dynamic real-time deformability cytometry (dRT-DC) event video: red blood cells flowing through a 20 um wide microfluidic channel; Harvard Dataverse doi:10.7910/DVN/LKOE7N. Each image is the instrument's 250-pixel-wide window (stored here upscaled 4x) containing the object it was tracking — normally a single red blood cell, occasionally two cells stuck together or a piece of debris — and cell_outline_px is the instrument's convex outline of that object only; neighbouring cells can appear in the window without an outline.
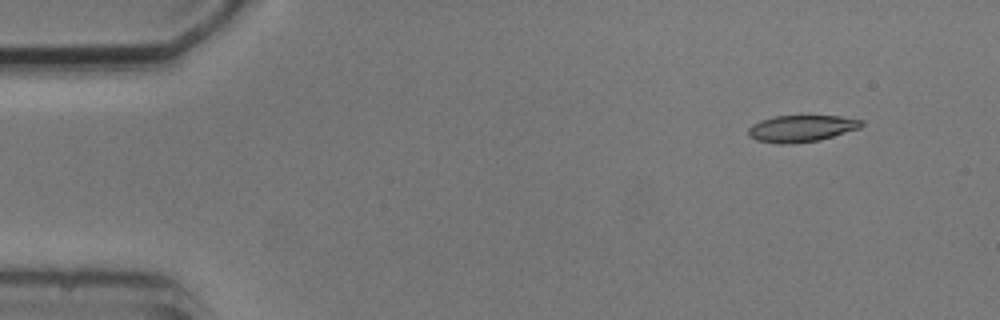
{"species": "common noctule bat (a hibernating species)", "species_latin": "Nyctalus noctula", "temperature_condition": "cold", "stored_images_in_passage": 4, "camera_frame_rate_fps": 3000, "um_per_image_px": 0.085, "animal": {"sex": "male", "body_mass_g": 20.5, "forearm_length_mm": 52.5}, "frame": {"image": 1, "passage_image": 1, "time_ms": 0.0, "image_size_px": [1000, 320], "cell_outline_px": [[864, 124], [860, 128], [820, 140], [792, 144], [780, 144], [756, 140], [748, 136], [748, 128], [752, 124], [760, 120], [776, 116], [840, 116], [864, 120]], "centroid_in_image_um": [68.12, 10.92], "position_along_channel_um": 16.9, "area_um2": 17.74}}
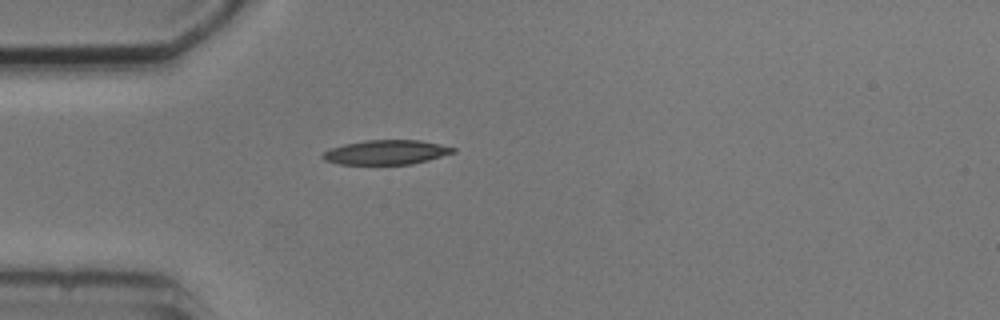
{"frame": {"image": 2, "passage_image": 4, "time_ms": 3.333, "image_size_px": [1000, 320], "cell_outline_px": [[456, 152], [428, 160], [412, 164], [340, 164], [324, 160], [320, 156], [328, 148], [344, 144], [364, 140], [420, 140], [440, 144], [456, 148]], "centroid_in_image_um": [32.81, 12.94], "position_along_channel_um": 52.2, "area_um2": 18.67}}